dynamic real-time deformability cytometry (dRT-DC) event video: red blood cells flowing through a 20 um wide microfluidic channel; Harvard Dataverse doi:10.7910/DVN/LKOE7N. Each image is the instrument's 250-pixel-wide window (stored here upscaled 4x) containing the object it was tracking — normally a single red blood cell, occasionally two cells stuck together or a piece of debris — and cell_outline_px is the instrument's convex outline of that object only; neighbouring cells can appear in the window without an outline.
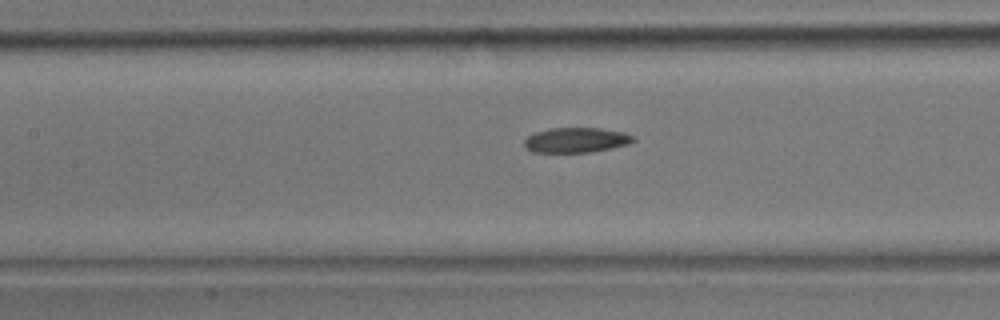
{"species": "common noctule bat (a hibernating species)", "species_latin": "Nyctalus noctula", "temperature_condition": "room temperature", "stored_images_in_passage": 25, "camera_frame_rate_fps": 3000, "um_per_image_px": 0.085, "animal": {"sex": "male", "body_mass_g": 17.9}, "frame": {"image": 1, "passage_image": 11, "time_ms": 3.333, "image_size_px": [1000, 320], "cell_outline_px": [[636, 140], [628, 144], [612, 148], [592, 152], [532, 152], [524, 148], [524, 140], [528, 136], [536, 132], [548, 128], [600, 128], [624, 132], [636, 136]], "centroid_in_image_um": [48.99, 11.9], "position_along_channel_um": 158.4, "area_um2": 16.07}}